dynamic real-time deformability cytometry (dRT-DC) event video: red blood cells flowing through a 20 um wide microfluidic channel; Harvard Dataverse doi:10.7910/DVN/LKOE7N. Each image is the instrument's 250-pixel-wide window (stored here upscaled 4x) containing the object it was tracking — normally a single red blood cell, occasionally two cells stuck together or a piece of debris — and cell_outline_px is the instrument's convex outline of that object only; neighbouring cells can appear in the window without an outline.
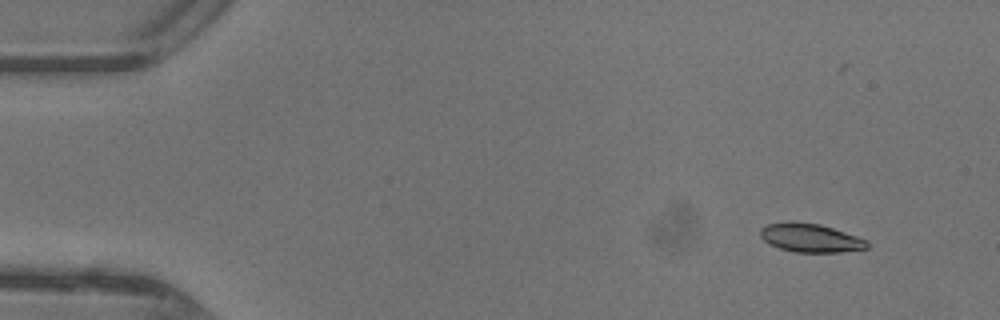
{"species": "common noctule bat (a hibernating species)", "species_latin": "Nyctalus noctula", "temperature_condition": "warm", "stored_images_in_passage": 44, "camera_frame_rate_fps": 3000, "um_per_image_px": 0.085, "animal": {"sex": "female"}, "frame": {"image": 1, "passage_image": 1, "time_ms": 0.0, "image_size_px": [1000, 320], "cell_outline_px": [[868, 248], [840, 252], [796, 252], [780, 248], [764, 240], [760, 236], [760, 228], [768, 224], [788, 220], [792, 220], [820, 224], [868, 240]], "centroid_in_image_um": [68.87, 20.2], "position_along_channel_um": 16.1, "area_um2": 17.8}}
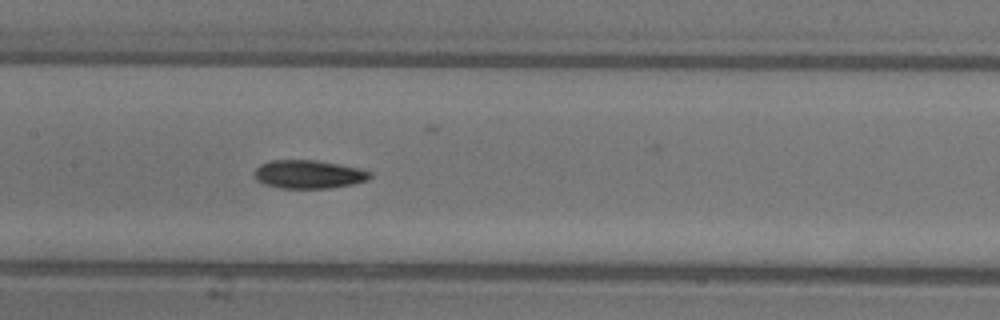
{"frame": {"image": 2, "passage_image": 20, "time_ms": 6.333, "image_size_px": [1000, 320], "cell_outline_px": [[372, 176], [368, 180], [352, 184], [328, 188], [280, 188], [264, 184], [256, 180], [252, 172], [260, 164], [272, 160], [316, 160], [360, 168], [372, 172]], "centroid_in_image_um": [26.22, 14.81], "position_along_channel_um": 181.2, "area_um2": 19.25}}
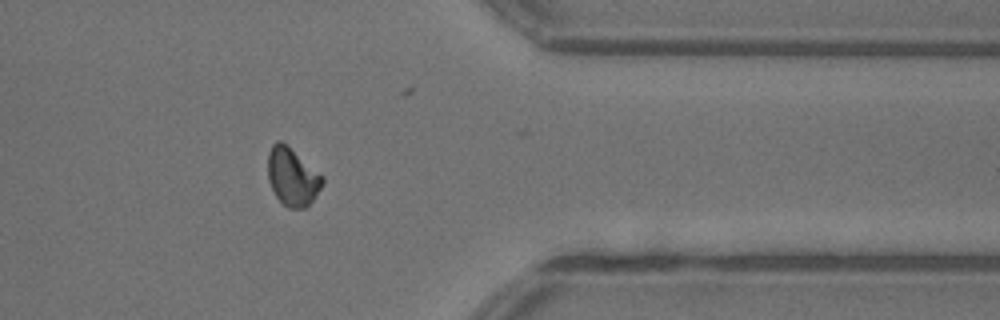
{"frame": {"image": 3, "passage_image": 35, "time_ms": 11.333, "image_size_px": [1000, 320], "cell_outline_px": [[324, 184], [312, 200], [304, 208], [288, 208], [276, 196], [268, 180], [268, 152], [272, 144], [276, 140], [280, 140], [324, 176]], "centroid_in_image_um": [24.85, 15.02], "position_along_channel_um": 386.6, "area_um2": 18.21}, "authors_computed_cell_mechanics": {"area_um2": 18.3226, "velocity_mm_per_s": 4.4272, "shape_relaxation_time_tau1_ms": 6.0025, "shape_relaxation_time_tau2_ms": 7.1513, "deformation_change_tau1": 0.1331, "deformation_change_tau2": 0.1234}}